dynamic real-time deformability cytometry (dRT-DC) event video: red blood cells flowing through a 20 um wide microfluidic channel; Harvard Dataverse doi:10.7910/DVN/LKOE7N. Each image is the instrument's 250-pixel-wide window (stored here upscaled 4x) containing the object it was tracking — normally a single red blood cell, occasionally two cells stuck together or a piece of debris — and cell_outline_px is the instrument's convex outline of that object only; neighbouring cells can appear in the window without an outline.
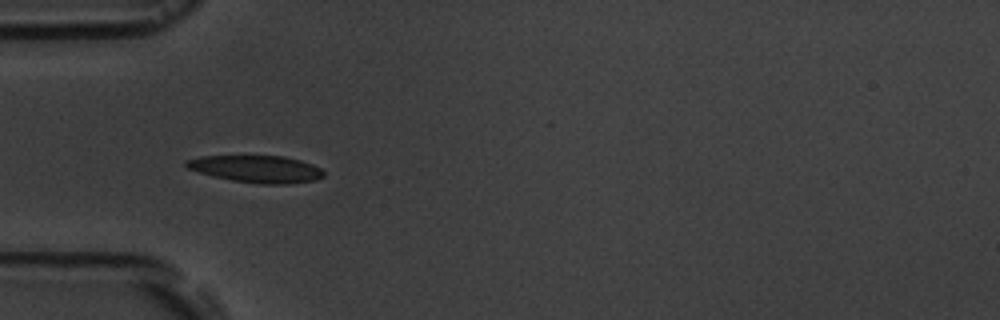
{"species": "common noctule bat (a hibernating species)", "species_latin": "Nyctalus noctula", "temperature_condition": "room temperature", "stored_images_in_passage": 6, "camera_frame_rate_fps": 3000, "um_per_image_px": 0.085, "animal": {"sex": "male", "body_mass_g": 19.5, "forearm_length_mm": 54.6}, "frame": {"image": 1, "passage_image": 5, "time_ms": 4.667, "image_size_px": [1000, 320], "cell_outline_px": [[324, 176], [316, 180], [288, 184], [260, 184], [232, 180], [212, 176], [188, 168], [184, 164], [184, 160], [200, 156], [284, 156], [300, 160], [312, 164], [320, 168], [324, 172]], "centroid_in_image_um": [21.8, 14.36], "position_along_channel_um": 63.2, "area_um2": 21.73}}
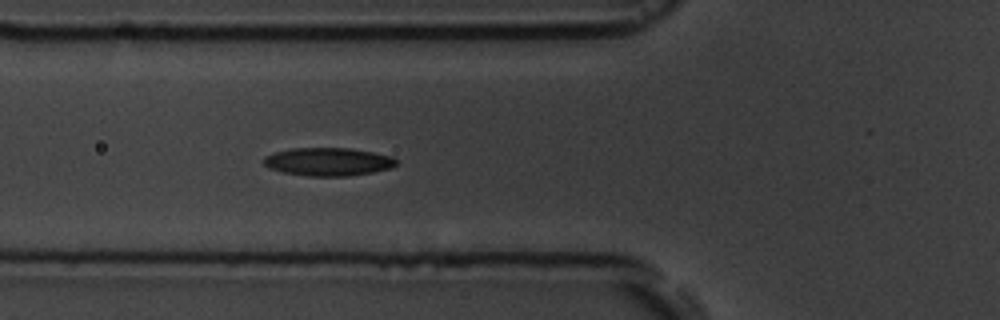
{"frame": {"image": 2, "passage_image": 6, "time_ms": 5.667, "image_size_px": [1000, 320], "cell_outline_px": [[396, 164], [392, 168], [372, 172], [348, 176], [308, 176], [284, 172], [268, 168], [260, 160], [264, 156], [276, 152], [292, 148], [352, 148], [392, 156], [396, 160]], "centroid_in_image_um": [27.87, 13.74], "position_along_channel_um": 97.9, "area_um2": 21.79}}